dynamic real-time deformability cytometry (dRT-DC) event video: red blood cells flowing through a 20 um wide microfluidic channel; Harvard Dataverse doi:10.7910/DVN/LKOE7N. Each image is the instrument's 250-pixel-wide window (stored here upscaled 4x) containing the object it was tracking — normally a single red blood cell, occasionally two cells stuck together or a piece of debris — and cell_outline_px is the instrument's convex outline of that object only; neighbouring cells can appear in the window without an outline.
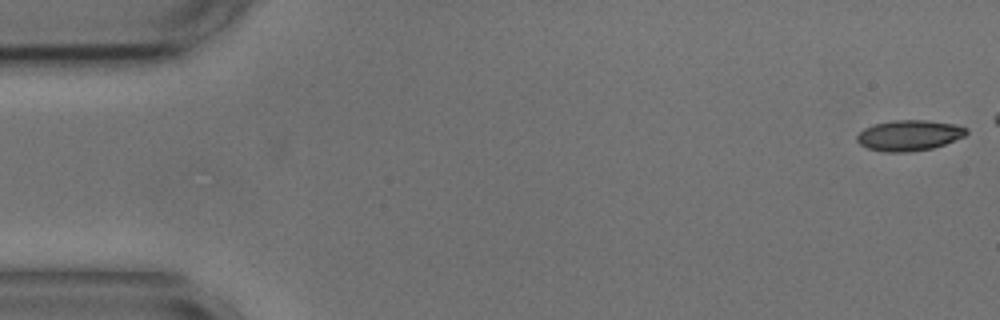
{"species": "common noctule bat (a hibernating species)", "species_latin": "Nyctalus noctula", "temperature_condition": "cold", "stored_images_in_passage": 44, "camera_frame_rate_fps": 3000, "um_per_image_px": 0.085, "animal": {"sex": "male", "body_mass_g": 17.9, "forearm_length_mm": 54.2}, "frame": {"image": 1, "passage_image": 1, "time_ms": 0.0, "image_size_px": [1000, 320], "cell_outline_px": [[968, 132], [964, 136], [944, 144], [932, 148], [908, 152], [884, 152], [868, 148], [860, 144], [856, 140], [856, 136], [864, 128], [876, 124], [892, 120], [924, 120], [956, 124], [968, 128]], "centroid_in_image_um": [77.28, 11.5], "position_along_channel_um": 7.7, "area_um2": 19.48}}